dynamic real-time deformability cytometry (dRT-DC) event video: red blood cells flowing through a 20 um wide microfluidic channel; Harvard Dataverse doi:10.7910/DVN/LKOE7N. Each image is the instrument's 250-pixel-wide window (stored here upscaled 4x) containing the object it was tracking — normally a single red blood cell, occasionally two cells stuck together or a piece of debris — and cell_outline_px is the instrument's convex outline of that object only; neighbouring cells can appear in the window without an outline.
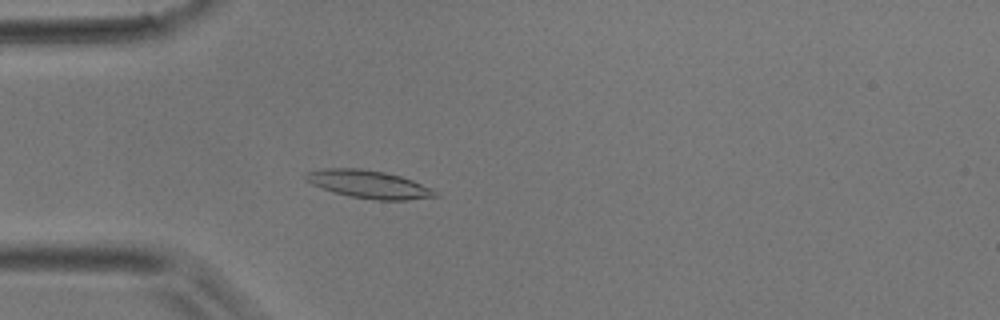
{"species": "common noctule bat (a hibernating species)", "species_latin": "Nyctalus noctula", "temperature_condition": "room temperature", "stored_images_in_passage": 3, "camera_frame_rate_fps": 3000, "um_per_image_px": 0.085, "animal": {"sex": "male", "body_mass_g": 17.9}, "frame": {"image": 1, "passage_image": 3, "time_ms": 0.667, "image_size_px": [1000, 320], "cell_outline_px": [[440, 196], [404, 200], [376, 200], [352, 196], [332, 192], [312, 184], [304, 176], [308, 172], [324, 168], [360, 168], [384, 172], [400, 176], [412, 180], [432, 188], [440, 192]], "centroid_in_image_um": [31.4, 15.66], "position_along_channel_um": 53.6, "area_um2": 20.92}}